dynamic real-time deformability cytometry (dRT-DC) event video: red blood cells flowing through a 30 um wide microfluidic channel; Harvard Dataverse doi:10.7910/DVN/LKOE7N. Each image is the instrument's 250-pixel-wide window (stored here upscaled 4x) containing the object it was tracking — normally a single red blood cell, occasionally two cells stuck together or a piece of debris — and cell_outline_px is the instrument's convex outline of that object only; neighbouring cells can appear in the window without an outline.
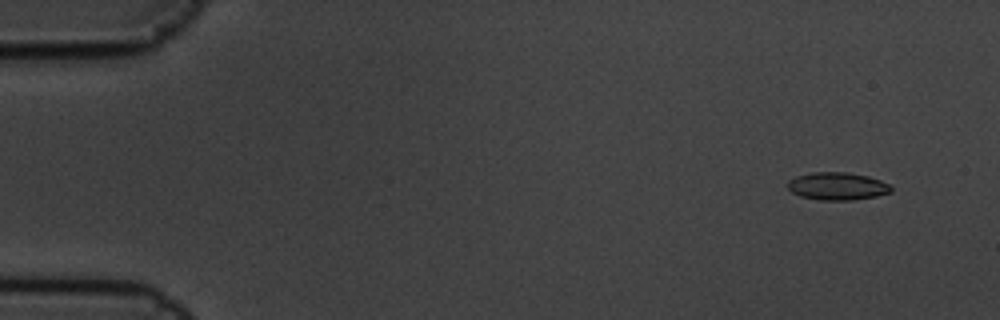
{"species": "common noctule bat (a hibernating species)", "species_latin": "Nyctalus noctula", "temperature_condition": "cold", "stored_images_in_passage": 6, "camera_frame_rate_fps": 3000, "um_per_image_px": 0.085, "animal": {"sex": "male", "body_mass_g": 19.5, "forearm_length_mm": 54.6}, "frame": {"image": 1, "passage_image": 2, "time_ms": 0.333, "image_size_px": [1000, 320], "cell_outline_px": [[892, 192], [876, 196], [852, 200], [820, 200], [800, 196], [792, 192], [788, 188], [788, 180], [796, 176], [812, 172], [848, 172], [868, 176], [880, 180], [888, 184], [892, 188]], "centroid_in_image_um": [71.17, 15.82], "position_along_channel_um": 13.8, "area_um2": 16.7}}
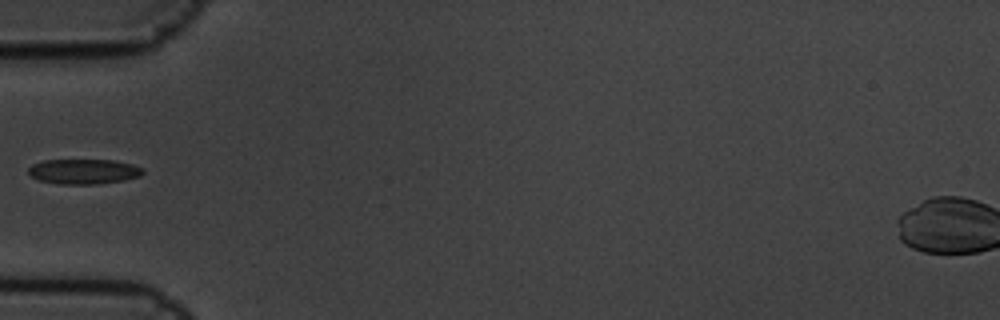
{"frame": {"image": 2, "passage_image": 6, "time_ms": 1.667, "image_size_px": [1000, 320], "cell_outline_px": [[144, 172], [140, 176], [124, 180], [96, 184], [60, 184], [40, 180], [32, 176], [28, 172], [28, 168], [32, 164], [44, 160], [112, 160], [132, 164], [144, 168]], "centroid_in_image_um": [7.13, 14.57], "position_along_channel_um": 77.9, "area_um2": 16.65}}